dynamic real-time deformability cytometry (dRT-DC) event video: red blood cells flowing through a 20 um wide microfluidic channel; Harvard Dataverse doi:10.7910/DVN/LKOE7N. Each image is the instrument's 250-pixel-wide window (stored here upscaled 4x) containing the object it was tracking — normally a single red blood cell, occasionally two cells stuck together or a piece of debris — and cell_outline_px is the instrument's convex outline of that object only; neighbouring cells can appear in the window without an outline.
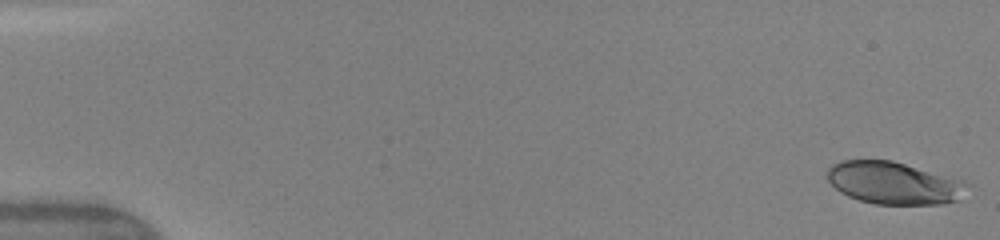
{"species": "human", "species_latin": "Homo sapiens", "temperature_condition": "warm", "stored_images_in_passage": 49, "camera_frame_rate_fps": 3000, "um_per_image_px": 0.085, "donor": {"sex": "female"}, "frame": {"image": 1, "passage_image": 1, "time_ms": 0.0, "image_size_px": [1000, 240], "cell_outline_px": [[972, 184], [960, 200], [944, 204], [876, 204], [860, 200], [848, 196], [840, 192], [828, 180], [828, 168], [832, 164], [840, 160], [892, 160], [964, 180]], "centroid_in_image_um": [76.04, 15.55], "position_along_channel_um": 9.0, "area_um2": 34.85}}
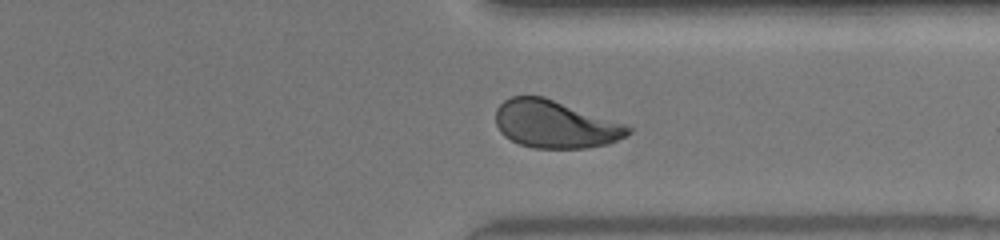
{"frame": {"image": 2, "passage_image": 38, "time_ms": 12.333, "image_size_px": [1000, 240], "cell_outline_px": [[632, 132], [628, 136], [608, 144], [584, 148], [532, 148], [520, 144], [504, 136], [500, 132], [496, 124], [496, 108], [504, 100], [512, 96], [544, 96], [624, 124], [632, 128]], "centroid_in_image_um": [47.18, 10.57], "position_along_channel_um": 364.2, "area_um2": 36.7}}
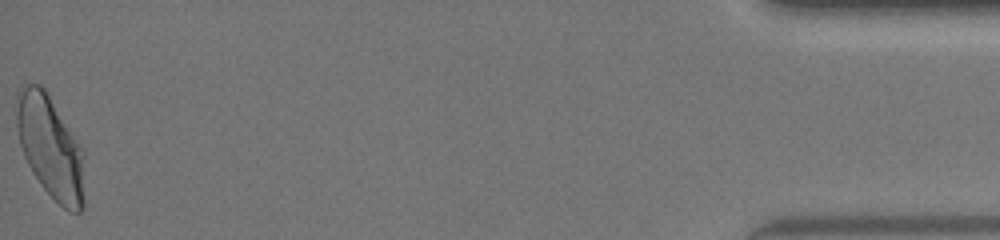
{"frame": {"image": 3, "passage_image": 49, "time_ms": 16.0, "image_size_px": [1000, 240], "cell_outline_px": [[84, 208], [80, 212], [68, 212], [40, 184], [32, 172], [24, 156], [20, 144], [16, 124], [16, 92], [20, 88], [28, 84], [40, 84], [48, 92], [84, 148]], "centroid_in_image_um": [4.31, 12.48], "position_along_channel_um": 430.9, "area_um2": 41.33}, "authors_computed_cell_mechanics": {"area_um2": 36.8764, "velocity_mm_per_s": 4.1559, "shape_relaxation_time_tau1_ms": 3.3282, "shape_relaxation_time_tau2_ms": 0.7675, "deformation_change_tau1": 0.1603, "deformation_change_tau2": 0.06}}